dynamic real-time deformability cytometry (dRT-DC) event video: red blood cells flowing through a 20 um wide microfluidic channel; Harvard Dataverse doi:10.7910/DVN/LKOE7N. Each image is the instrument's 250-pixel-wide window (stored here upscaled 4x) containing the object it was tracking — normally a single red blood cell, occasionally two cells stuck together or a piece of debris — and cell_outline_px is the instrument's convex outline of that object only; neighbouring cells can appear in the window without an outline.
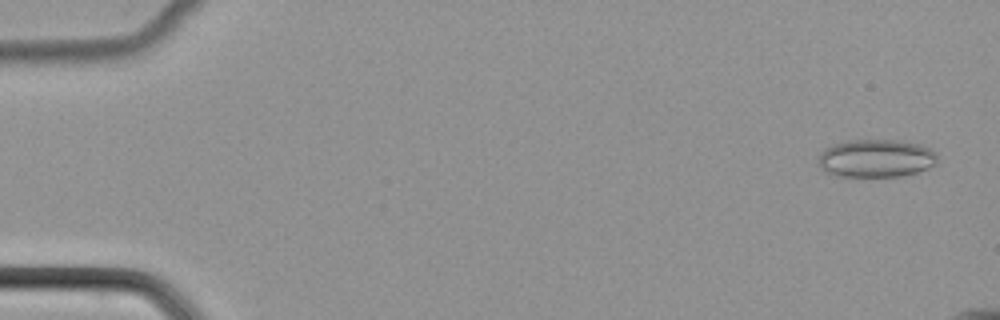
{"species": "common noctule bat (a hibernating species)", "species_latin": "Nyctalus noctula", "temperature_condition": "cold", "stored_images_in_passage": 48, "camera_frame_rate_fps": 3000, "um_per_image_px": 0.085, "animal": {"sex": "female", "body_mass_g": 22.7, "forearm_length_mm": 54.2}, "frame": {"image": 1, "passage_image": 2, "time_ms": 0.333, "image_size_px": [1000, 320], "cell_outline_px": [[936, 164], [928, 168], [916, 172], [900, 176], [836, 176], [824, 172], [820, 168], [816, 160], [816, 156], [824, 148], [848, 140], [900, 140], [920, 144], [936, 152]], "centroid_in_image_um": [74.4, 13.45], "position_along_channel_um": 10.6, "area_um2": 26.59}}
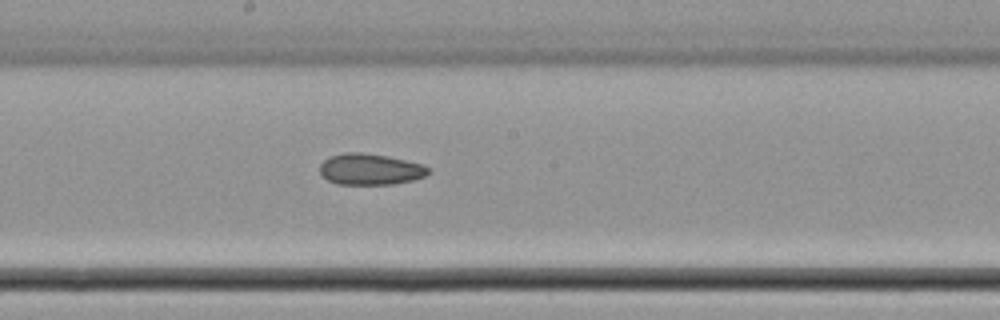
{"frame": {"image": 2, "passage_image": 28, "time_ms": 9.0, "image_size_px": [1000, 320], "cell_outline_px": [[428, 172], [424, 176], [412, 180], [392, 184], [336, 184], [320, 176], [320, 164], [324, 160], [332, 156], [344, 152], [360, 152], [388, 156], [420, 164], [428, 168]], "centroid_in_image_um": [31.4, 14.39], "position_along_channel_um": 216.8, "area_um2": 19.54}}
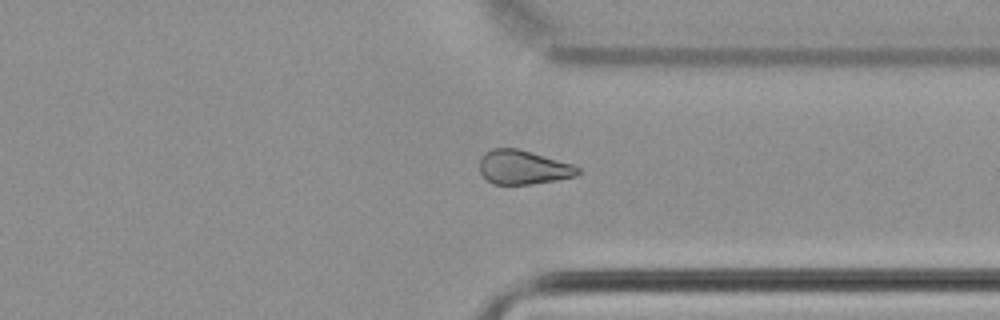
{"frame": {"image": 3, "passage_image": 39, "time_ms": 12.667, "image_size_px": [1000, 320], "cell_outline_px": [[580, 172], [576, 176], [556, 180], [532, 184], [492, 184], [480, 172], [480, 156], [484, 152], [492, 148], [516, 148], [532, 152], [572, 164], [580, 168]], "centroid_in_image_um": [44.45, 14.21], "position_along_channel_um": 366.9, "area_um2": 19.54}}